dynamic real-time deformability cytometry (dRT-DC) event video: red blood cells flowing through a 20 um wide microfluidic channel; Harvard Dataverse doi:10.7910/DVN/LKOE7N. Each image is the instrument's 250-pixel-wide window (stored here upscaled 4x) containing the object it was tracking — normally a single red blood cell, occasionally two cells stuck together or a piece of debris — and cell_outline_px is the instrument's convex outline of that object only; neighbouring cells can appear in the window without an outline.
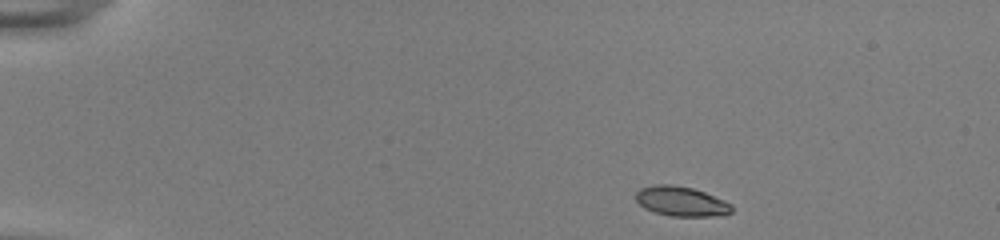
{"species": "common noctule bat (a hibernating species)", "species_latin": "Nyctalus noctula", "temperature_condition": "room temperature", "stored_images_in_passage": 45, "camera_frame_rate_fps": 3000, "um_per_image_px": 0.085, "animal": {"sex": "female", "body_mass_g": 22.0, "forearm_length_mm": 56.7}, "frame": {"image": 1, "passage_image": 1, "time_ms": 0.0, "image_size_px": [1000, 240], "cell_outline_px": [[732, 212], [724, 216], [672, 216], [656, 212], [644, 208], [636, 200], [636, 192], [640, 188], [656, 184], [672, 184], [692, 188], [704, 192], [724, 200], [732, 204]], "centroid_in_image_um": [57.93, 17.11], "position_along_channel_um": 27.1, "area_um2": 16.65}}
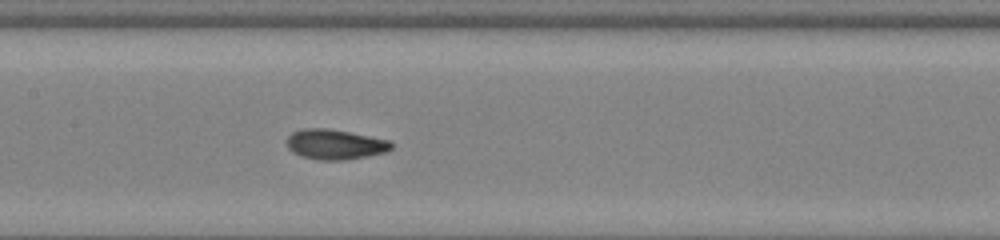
{"frame": {"image": 2, "passage_image": 20, "time_ms": 6.333, "image_size_px": [1000, 240], "cell_outline_px": [[392, 148], [384, 152], [368, 156], [344, 160], [320, 160], [304, 156], [292, 152], [288, 148], [288, 136], [292, 132], [300, 128], [328, 128], [388, 140], [392, 144]], "centroid_in_image_um": [28.45, 12.26], "position_along_channel_um": 179.0, "area_um2": 18.09}}
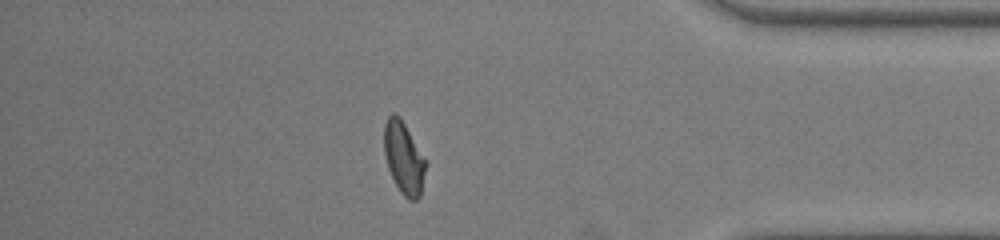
{"frame": {"image": 3, "passage_image": 39, "time_ms": 12.667, "image_size_px": [1000, 240], "cell_outline_px": [[428, 164], [420, 196], [416, 200], [408, 200], [400, 192], [388, 168], [384, 152], [384, 124], [388, 116], [392, 112], [396, 112], [400, 116]], "centroid_in_image_um": [34.33, 13.41], "position_along_channel_um": 400.9, "area_um2": 17.63}, "authors_computed_cell_mechanics": {"area_um2": 17.5712, "velocity_mm_per_s": 3.8698, "shape_relaxation_time_tau1_ms": 4.4114, "shape_relaxation_time_tau2_ms": 0.8739, "deformation_change_tau1": 0.165, "deformation_change_tau2": 0.0624}}